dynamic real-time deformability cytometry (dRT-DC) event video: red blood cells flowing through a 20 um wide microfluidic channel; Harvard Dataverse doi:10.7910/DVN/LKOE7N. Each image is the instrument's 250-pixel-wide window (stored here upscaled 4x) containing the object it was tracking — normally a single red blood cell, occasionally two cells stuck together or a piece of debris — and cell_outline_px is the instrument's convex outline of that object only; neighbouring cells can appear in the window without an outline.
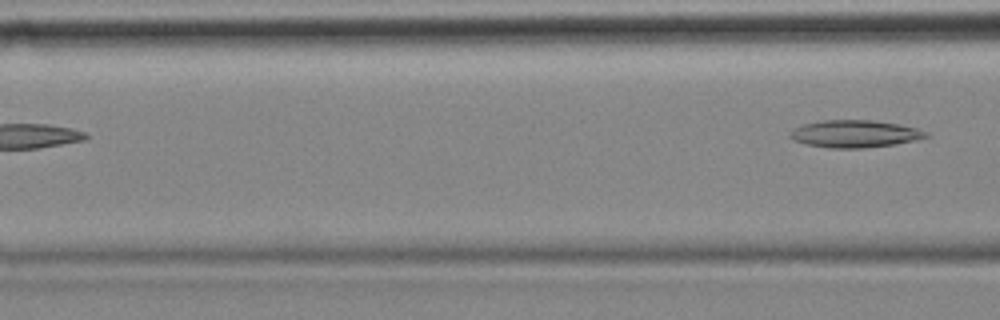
{"species": "common noctule bat (a hibernating species)", "species_latin": "Nyctalus noctula", "temperature_condition": "cold", "stored_images_in_passage": 9, "segment_of_instrument_passage": [2, 2], "camera_frame_rate_fps": 3000, "um_per_image_px": 0.085, "animal": {"sex": "female", "body_mass_g": 18.4}, "frame": {"image": 1, "passage_image": 9, "time_ms": 2.667, "image_size_px": [1000, 320], "cell_outline_px": [[932, 136], [892, 144], [864, 148], [828, 148], [808, 144], [796, 140], [788, 136], [788, 132], [792, 128], [804, 124], [824, 120], [872, 120], [896, 124], [916, 128], [928, 132]], "centroid_in_image_um": [72.62, 11.37], "position_along_channel_um": 94.0, "area_um2": 21.44}}